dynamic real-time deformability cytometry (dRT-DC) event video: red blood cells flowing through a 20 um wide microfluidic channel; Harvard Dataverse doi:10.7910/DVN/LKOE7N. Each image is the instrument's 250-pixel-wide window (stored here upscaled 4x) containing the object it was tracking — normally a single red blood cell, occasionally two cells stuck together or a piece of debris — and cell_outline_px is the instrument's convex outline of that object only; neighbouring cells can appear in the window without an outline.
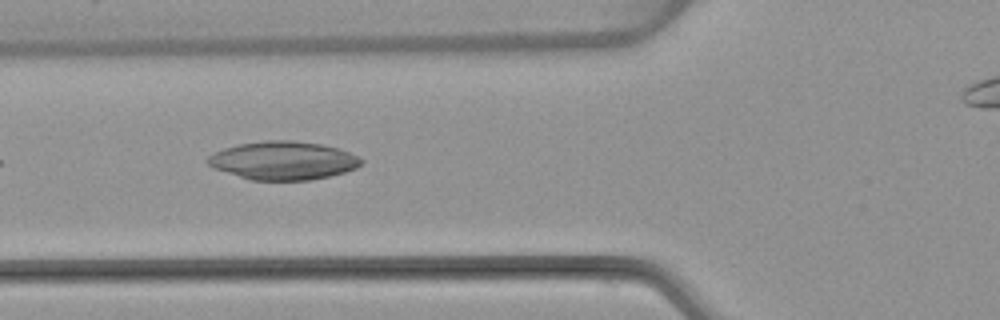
{"species": "common noctule bat (a hibernating species)", "species_latin": "Nyctalus noctula", "temperature_condition": "warm", "stored_images_in_passage": 4, "segment_of_instrument_passage": [1, 2], "camera_frame_rate_fps": 3000, "um_per_image_px": 0.085, "animal": {"sex": "female", "body_mass_g": 22.7, "forearm_length_mm": 54.2}, "frame": {"image": 1, "passage_image": 3, "time_ms": 2.333, "image_size_px": [1000, 320], "cell_outline_px": [[364, 160], [356, 168], [344, 172], [312, 180], [248, 180], [212, 168], [204, 160], [212, 152], [224, 148], [240, 144], [264, 140], [292, 140], [320, 144], [340, 148]], "centroid_in_image_um": [24.01, 13.65], "position_along_channel_um": 101.8, "area_um2": 34.51}}